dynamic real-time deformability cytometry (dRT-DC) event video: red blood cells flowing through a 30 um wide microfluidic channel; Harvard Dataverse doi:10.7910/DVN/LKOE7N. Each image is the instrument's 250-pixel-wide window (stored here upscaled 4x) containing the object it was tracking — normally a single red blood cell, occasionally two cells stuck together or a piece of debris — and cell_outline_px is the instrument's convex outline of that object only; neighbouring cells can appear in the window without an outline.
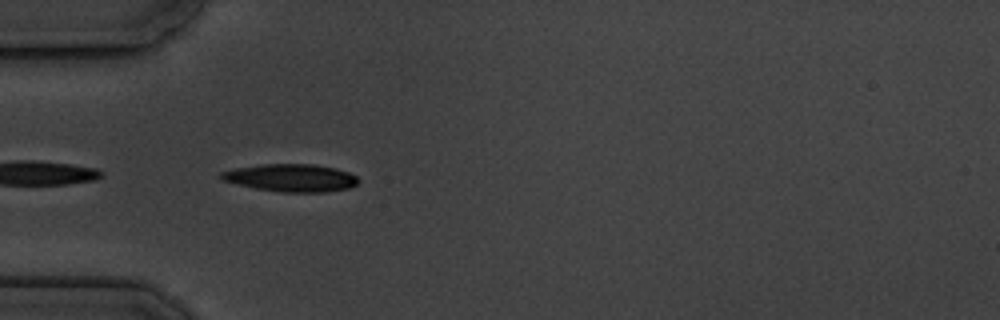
{"species": "common noctule bat (a hibernating species)", "species_latin": "Nyctalus noctula", "temperature_condition": "cold", "stored_images_in_passage": 5, "camera_frame_rate_fps": 3000, "um_per_image_px": 0.085, "animal": {"sex": "male", "body_mass_g": 19.5, "forearm_length_mm": 54.6}, "frame": {"image": 1, "passage_image": 4, "time_ms": 3.667, "image_size_px": [1000, 320], "cell_outline_px": [[360, 180], [356, 184], [348, 188], [328, 192], [284, 192], [256, 188], [224, 180], [220, 176], [220, 172], [232, 168], [260, 164], [312, 164], [336, 168], [348, 172], [356, 176]], "centroid_in_image_um": [24.76, 15.1], "position_along_channel_um": 60.2, "area_um2": 21.96}}